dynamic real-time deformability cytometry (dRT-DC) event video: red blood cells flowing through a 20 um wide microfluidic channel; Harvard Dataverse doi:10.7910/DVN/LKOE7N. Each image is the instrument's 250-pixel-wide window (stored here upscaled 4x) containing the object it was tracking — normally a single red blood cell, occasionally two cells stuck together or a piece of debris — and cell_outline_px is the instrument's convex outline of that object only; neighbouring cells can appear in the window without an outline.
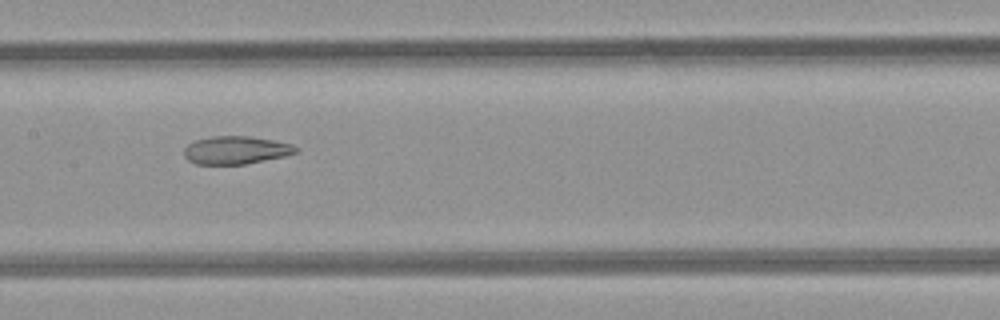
{"species": "common noctule bat (a hibernating species)", "species_latin": "Nyctalus noctula", "temperature_condition": "room temperature", "stored_images_in_passage": 8, "camera_frame_rate_fps": 3000, "um_per_image_px": 0.085, "animal": {"sex": "female", "body_mass_g": 21.9}, "frame": {"image": 1, "passage_image": 7, "time_ms": 8.0, "image_size_px": [1000, 320], "cell_outline_px": [[300, 148], [296, 152], [284, 156], [244, 164], [196, 164], [188, 160], [184, 156], [184, 148], [188, 144], [196, 140], [212, 136], [248, 136], [272, 140], [292, 144]], "centroid_in_image_um": [20.04, 12.76], "position_along_channel_um": 187.4, "area_um2": 18.09}}
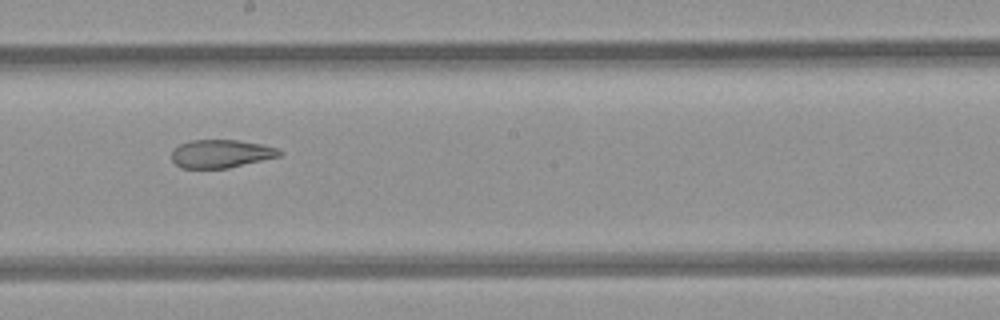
{"frame": {"image": 2, "passage_image": 8, "time_ms": 9.0, "image_size_px": [1000, 320], "cell_outline_px": [[284, 152], [280, 156], [228, 168], [180, 168], [172, 160], [172, 152], [180, 144], [192, 140], [236, 140], [264, 144], [280, 148]], "centroid_in_image_um": [18.84, 13.06], "position_along_channel_um": 229.4, "area_um2": 17.74}}